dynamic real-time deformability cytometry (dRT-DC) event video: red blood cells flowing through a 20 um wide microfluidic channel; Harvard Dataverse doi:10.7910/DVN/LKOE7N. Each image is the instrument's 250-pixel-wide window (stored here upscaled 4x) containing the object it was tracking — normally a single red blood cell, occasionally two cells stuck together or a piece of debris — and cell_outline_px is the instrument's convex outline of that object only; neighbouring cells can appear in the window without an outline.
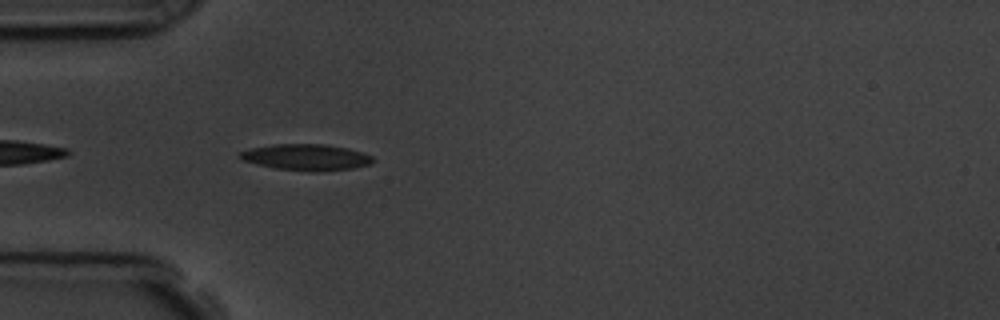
{"species": "common noctule bat (a hibernating species)", "species_latin": "Nyctalus noctula", "temperature_condition": "room temperature", "stored_images_in_passage": 42, "camera_frame_rate_fps": 3000, "um_per_image_px": 0.085, "animal": {"sex": "male", "body_mass_g": 19.5, "forearm_length_mm": 54.6}, "frame": {"image": 1, "passage_image": 3, "time_ms": 0.667, "image_size_px": [1000, 320], "cell_outline_px": [[376, 160], [368, 164], [352, 168], [316, 172], [312, 172], [276, 168], [240, 160], [236, 156], [240, 152], [248, 148], [272, 144], [324, 144], [348, 148], [372, 156]], "centroid_in_image_um": [25.97, 13.36], "position_along_channel_um": 59.0, "area_um2": 20.4}}
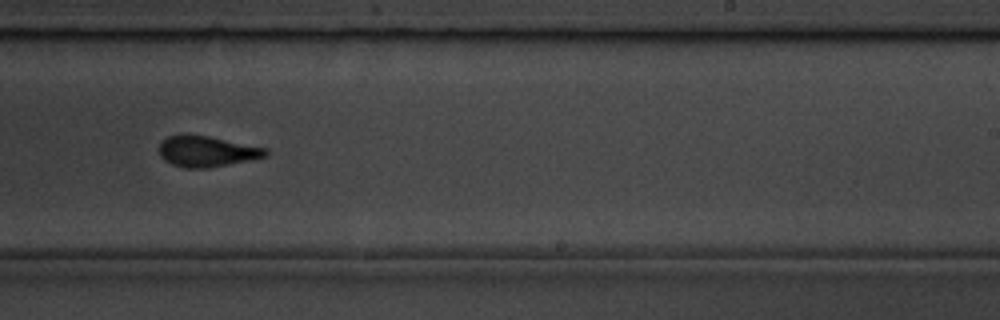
{"frame": {"image": 2, "passage_image": 21, "time_ms": 6.667, "image_size_px": [1000, 320], "cell_outline_px": [[268, 156], [208, 168], [184, 168], [172, 164], [164, 160], [160, 156], [160, 144], [168, 136], [188, 132], [268, 148]], "centroid_in_image_um": [17.56, 12.84], "position_along_channel_um": 271.4, "area_um2": 19.31}}
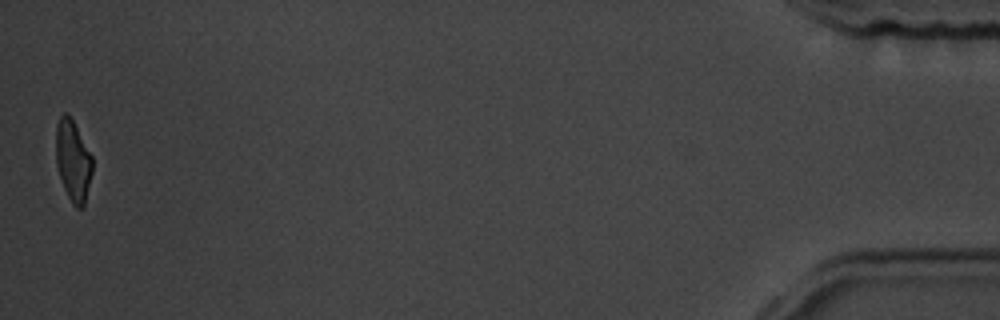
{"frame": {"image": 3, "passage_image": 42, "time_ms": 13.667, "image_size_px": [1000, 320], "cell_outline_px": [[92, 172], [84, 208], [76, 208], [72, 204], [64, 188], [56, 164], [56, 124], [60, 116], [64, 112], [68, 112], [92, 156]], "centroid_in_image_um": [6.2, 13.67], "position_along_channel_um": 429.0, "area_um2": 17.22}, "authors_computed_cell_mechanics": {"area_um2": 19.2763, "velocity_mm_per_s": 3.6034, "shape_relaxation_time_tau1_ms": 3.6383, "shape_relaxation_time_tau2_ms": 1.0689, "deformation_change_tau1": 0.1578, "deformation_change_tau2": 0.0784}}